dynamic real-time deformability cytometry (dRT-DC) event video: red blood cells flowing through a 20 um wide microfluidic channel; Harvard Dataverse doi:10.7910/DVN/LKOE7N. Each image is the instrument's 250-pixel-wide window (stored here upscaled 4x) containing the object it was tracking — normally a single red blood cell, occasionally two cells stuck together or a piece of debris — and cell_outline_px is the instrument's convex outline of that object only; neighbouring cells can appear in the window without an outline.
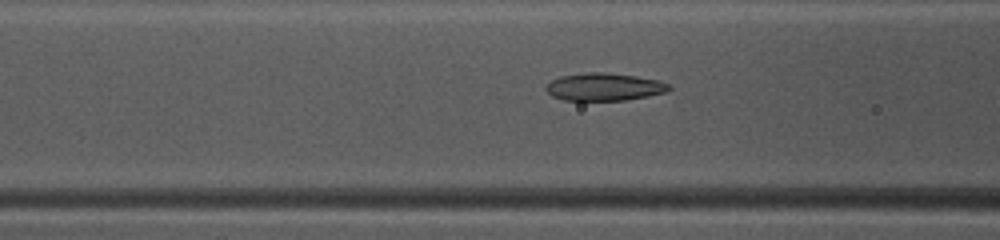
{"species": "common noctule bat (a hibernating species)", "species_latin": "Nyctalus noctula", "temperature_condition": "warm", "stored_images_in_passage": 49, "camera_frame_rate_fps": 3000, "um_per_image_px": 0.085, "animal": {"sex": "female", "body_mass_g": 10.0, "forearm_length_mm": 53.1}, "frame": {"image": 1, "passage_image": 20, "time_ms": 6.333, "image_size_px": [1000, 240], "cell_outline_px": [[672, 88], [668, 92], [648, 96], [624, 100], [564, 100], [552, 96], [544, 88], [552, 80], [560, 76], [588, 72], [604, 72], [636, 76], [660, 80], [668, 84]], "centroid_in_image_um": [51.38, 7.38], "position_along_channel_um": 115.2, "area_um2": 19.83}}
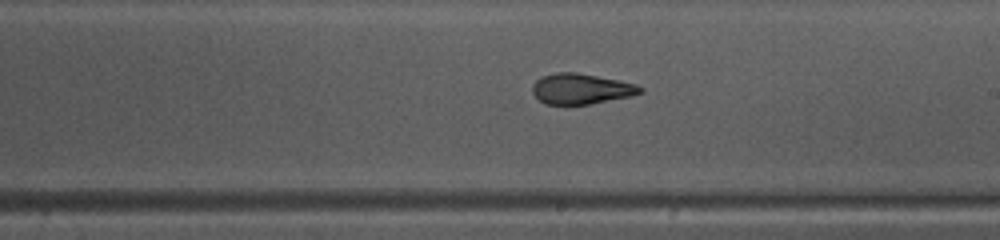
{"frame": {"image": 2, "passage_image": 29, "time_ms": 9.333, "image_size_px": [1000, 240], "cell_outline_px": [[644, 92], [632, 96], [588, 104], [544, 104], [532, 92], [532, 84], [540, 76], [556, 72], [576, 72], [620, 80], [636, 84], [644, 88]], "centroid_in_image_um": [49.4, 7.54], "position_along_channel_um": 239.6, "area_um2": 19.31}}
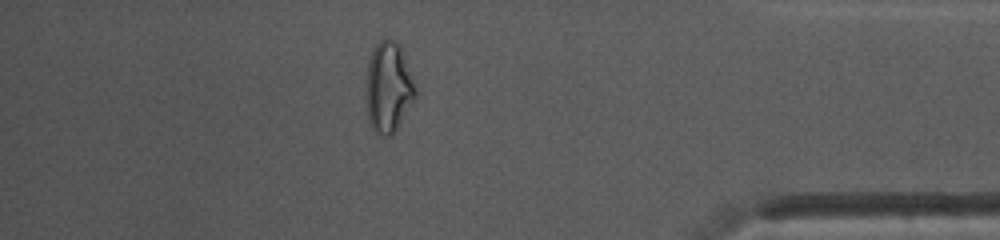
{"frame": {"image": 3, "passage_image": 43, "time_ms": 14.0, "image_size_px": [1000, 240], "cell_outline_px": [[416, 96], [396, 128], [388, 136], [384, 136], [376, 132], [368, 124], [364, 96], [368, 64], [372, 48], [384, 36], [396, 40], [400, 44], [416, 88]], "centroid_in_image_um": [32.97, 7.37], "position_along_channel_um": 402.2, "area_um2": 26.36}, "authors_computed_cell_mechanics": {"area_um2": 20.4034, "velocity_mm_per_s": 4.1278, "shape_relaxation_time_tau1_ms": 5.455, "shape_relaxation_time_tau2_ms": 1.7737, "deformation_change_tau1": 0.1738, "deformation_change_tau2": 0.0842}}